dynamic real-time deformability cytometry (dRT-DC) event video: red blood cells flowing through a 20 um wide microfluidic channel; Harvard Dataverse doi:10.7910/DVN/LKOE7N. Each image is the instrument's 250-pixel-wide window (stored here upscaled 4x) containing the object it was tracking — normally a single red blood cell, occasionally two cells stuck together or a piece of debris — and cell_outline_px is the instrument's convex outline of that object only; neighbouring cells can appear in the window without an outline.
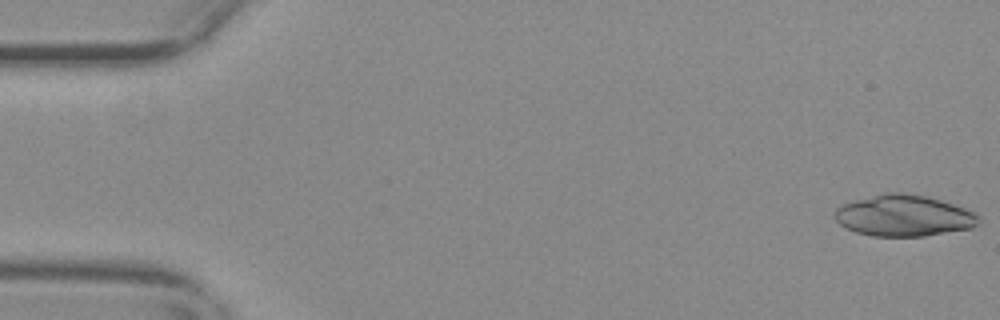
{"species": "common noctule bat (a hibernating species)", "species_latin": "Nyctalus noctula", "temperature_condition": "warm", "stored_images_in_passage": 21, "camera_frame_rate_fps": 3000, "um_per_image_px": 0.085, "animal": {"sex": "female", "body_mass_g": 29.2, "forearm_length_mm": 56.3}, "frame": {"image": 1, "passage_image": 1, "time_ms": 0.0, "image_size_px": [1000, 320], "cell_outline_px": [[980, 220], [972, 228], [924, 236], [872, 236], [856, 232], [840, 224], [836, 220], [836, 208], [840, 204], [884, 192], [900, 192], [924, 196], [940, 200], [964, 208], [980, 216]], "centroid_in_image_um": [76.81, 18.33], "position_along_channel_um": 8.2, "area_um2": 34.39}}